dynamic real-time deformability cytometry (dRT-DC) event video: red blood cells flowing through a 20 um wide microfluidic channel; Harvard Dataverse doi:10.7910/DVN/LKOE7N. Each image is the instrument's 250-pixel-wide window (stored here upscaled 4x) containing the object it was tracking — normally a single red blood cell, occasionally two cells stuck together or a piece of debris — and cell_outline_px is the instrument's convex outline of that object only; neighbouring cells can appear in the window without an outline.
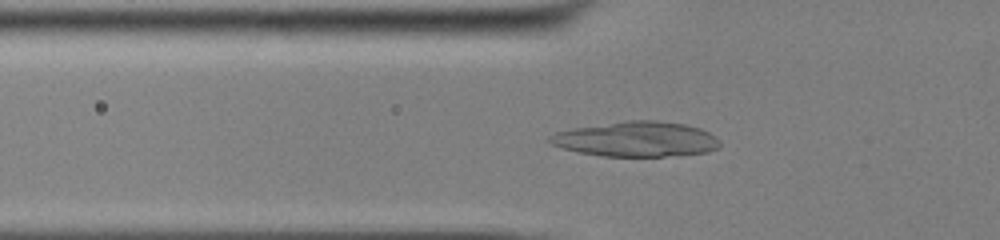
{"species": "common noctule bat (a hibernating species)", "species_latin": "Nyctalus noctula", "temperature_condition": "cold", "stored_images_in_passage": 54, "camera_frame_rate_fps": 3000, "um_per_image_px": 0.085, "animal": {"sex": "male", "body_mass_g": 13.0, "forearm_length_mm": 53.1}, "frame": {"image": 1, "passage_image": 20, "time_ms": 6.333, "image_size_px": [1000, 240], "cell_outline_px": [[720, 144], [716, 148], [708, 152], [664, 156], [604, 156], [580, 152], [564, 148], [552, 144], [548, 140], [548, 136], [556, 132], [576, 128], [628, 120], [656, 120], [684, 124], [700, 128], [716, 136], [720, 140]], "centroid_in_image_um": [54.12, 11.82], "position_along_channel_um": 71.7, "area_um2": 34.39}}
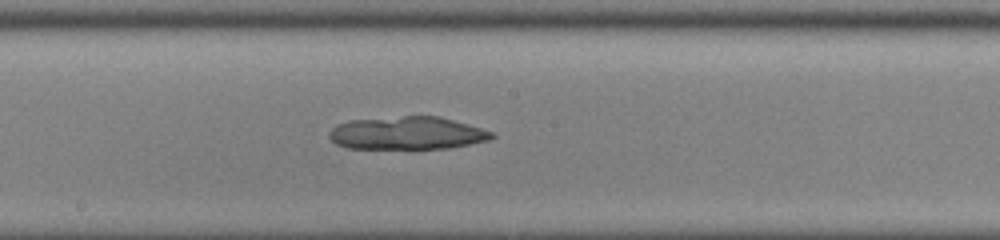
{"frame": {"image": 2, "passage_image": 31, "time_ms": 10.0, "image_size_px": [1000, 240], "cell_outline_px": [[496, 136], [488, 140], [448, 148], [348, 148], [336, 144], [328, 136], [328, 132], [336, 124], [348, 120], [404, 116], [440, 116], [496, 132]], "centroid_in_image_um": [34.61, 11.3], "position_along_channel_um": 213.6, "area_um2": 31.21}}
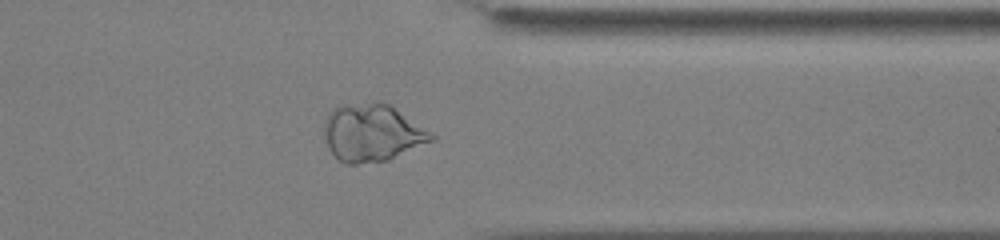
{"frame": {"image": 3, "passage_image": 44, "time_ms": 14.333, "image_size_px": [1000, 240], "cell_outline_px": [[436, 140], [388, 160], [356, 164], [344, 164], [328, 148], [324, 136], [324, 120], [328, 112], [332, 108], [344, 104], [380, 100], [388, 104], [436, 136]], "centroid_in_image_um": [31.6, 11.28], "position_along_channel_um": 379.8, "area_um2": 36.07}}